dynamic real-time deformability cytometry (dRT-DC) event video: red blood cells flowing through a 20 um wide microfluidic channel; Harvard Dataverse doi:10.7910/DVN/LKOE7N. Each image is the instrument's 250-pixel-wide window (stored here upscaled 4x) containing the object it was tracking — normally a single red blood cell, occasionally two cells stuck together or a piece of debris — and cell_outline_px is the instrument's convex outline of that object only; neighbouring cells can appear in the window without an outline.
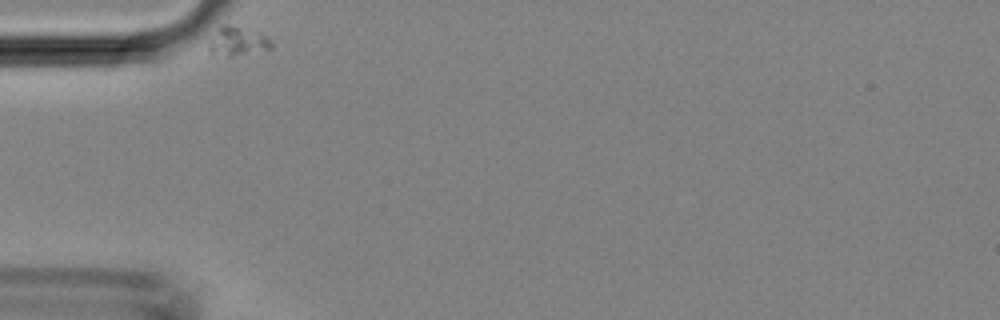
{"species": "Egyptian fruit bat (a non-hibernating species)", "species_latin": "Rousettus aegyptiacus", "temperature_condition": "room temperature", "stored_images_in_passage": 31, "camera_frame_rate_fps": 3000, "um_per_image_px": 0.085, "animal": {"sex": "female"}, "frame": {"image": 1, "passage_image": 1, "time_ms": 0.0, "image_size_px": [1000, 320], "cell_outline_px": [[272, 48], [232, 56], [228, 56], [208, 52], [208, 44], [220, 24], [228, 24], [264, 36], [272, 44]], "centroid_in_image_um": [20.1, 3.52], "position_along_channel_um": 64.9, "area_um2": 10.0}}